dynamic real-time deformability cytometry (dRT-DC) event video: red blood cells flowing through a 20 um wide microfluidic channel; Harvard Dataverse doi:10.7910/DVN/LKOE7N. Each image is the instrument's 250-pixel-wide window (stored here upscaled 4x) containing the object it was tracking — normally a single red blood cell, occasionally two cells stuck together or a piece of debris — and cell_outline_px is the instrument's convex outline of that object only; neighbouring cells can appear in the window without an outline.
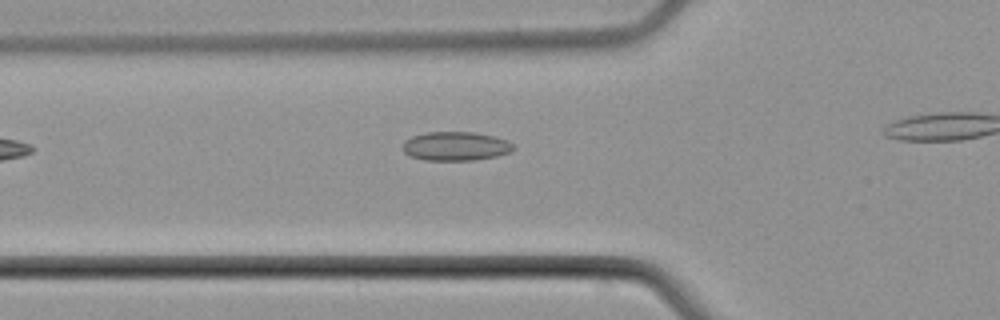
{"species": "common noctule bat (a hibernating species)", "species_latin": "Nyctalus noctula", "temperature_condition": "cold", "stored_images_in_passage": 4, "camera_frame_rate_fps": 3000, "um_per_image_px": 0.085, "animal": {"sex": "male", "body_mass_g": 21.5, "forearm_length_mm": 52.0}, "frame": {"image": 1, "passage_image": 3, "time_ms": 2.667, "image_size_px": [1000, 320], "cell_outline_px": [[512, 148], [508, 152], [496, 156], [472, 160], [424, 160], [408, 156], [400, 148], [404, 140], [412, 136], [428, 132], [476, 132], [508, 140], [512, 144]], "centroid_in_image_um": [38.64, 12.42], "position_along_channel_um": 87.2, "area_um2": 18.67}}